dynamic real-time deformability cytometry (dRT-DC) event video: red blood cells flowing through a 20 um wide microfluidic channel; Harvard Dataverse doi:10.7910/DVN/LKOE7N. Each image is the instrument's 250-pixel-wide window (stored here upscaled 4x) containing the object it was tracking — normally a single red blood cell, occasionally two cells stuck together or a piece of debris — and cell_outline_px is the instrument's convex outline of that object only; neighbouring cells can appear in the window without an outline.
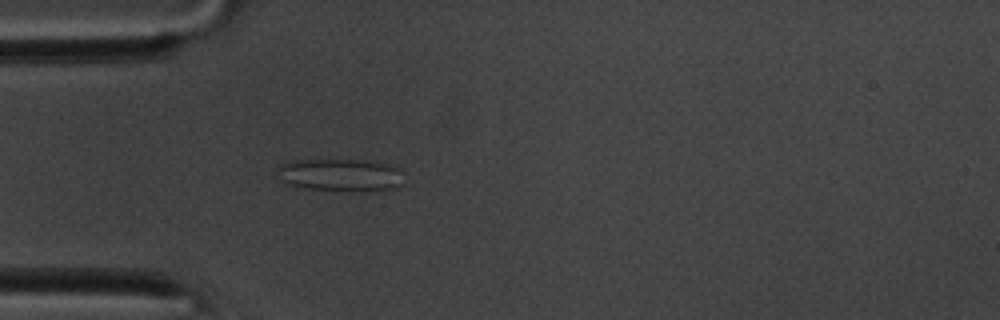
{"species": "common noctule bat (a hibernating species)", "species_latin": "Nyctalus noctula", "temperature_condition": "room temperature", "stored_images_in_passage": 43, "camera_frame_rate_fps": 3000, "um_per_image_px": 0.085, "animal": {"sex": "male", "body_mass_g": 20.1, "forearm_length_mm": 53.5}, "frame": {"image": 1, "passage_image": 5, "time_ms": 1.333, "image_size_px": [1000, 320], "cell_outline_px": [[400, 184], [396, 188], [372, 192], [360, 192], [304, 188], [288, 184], [280, 180], [276, 176], [276, 172], [288, 160], [376, 160], [392, 164], [400, 168]], "centroid_in_image_um": [28.97, 14.88], "position_along_channel_um": 56.0, "area_um2": 24.57}}
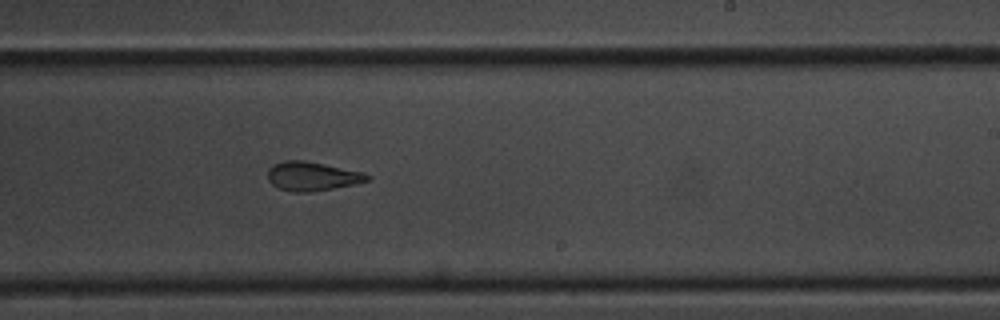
{"frame": {"image": 2, "passage_image": 22, "time_ms": 7.0, "image_size_px": [1000, 320], "cell_outline_px": [[372, 180], [312, 192], [292, 192], [280, 188], [272, 184], [268, 180], [268, 168], [272, 164], [284, 160], [304, 160], [364, 172]], "centroid_in_image_um": [26.5, 14.97], "position_along_channel_um": 262.5, "area_um2": 16.76}}
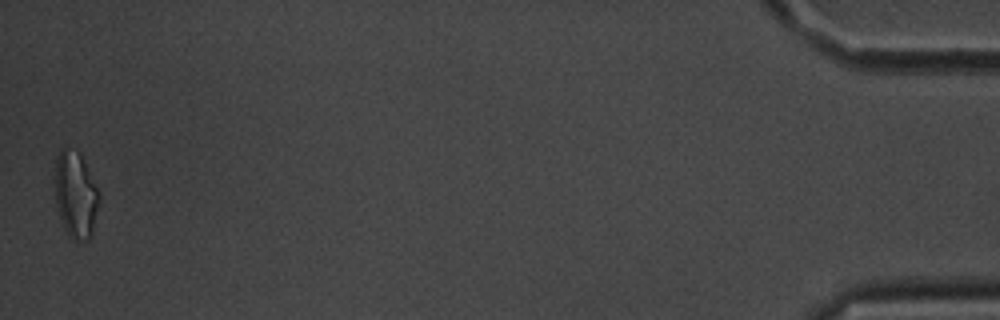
{"frame": {"image": 3, "passage_image": 43, "time_ms": 14.0, "image_size_px": [1000, 320], "cell_outline_px": [[100, 200], [92, 236], [88, 240], [72, 240], [68, 236], [64, 228], [56, 204], [52, 180], [52, 176], [56, 156], [60, 148], [64, 144], [80, 152], [100, 192]], "centroid_in_image_um": [6.4, 16.48], "position_along_channel_um": 428.8, "area_um2": 23.47}, "authors_computed_cell_mechanics": {"area_um2": 17.8024, "velocity_mm_per_s": 3.7104, "shape_relaxation_time_tau1_ms": null, "shape_relaxation_time_tau2_ms": 1.3384, "deformation_change_tau1": null, "deformation_change_tau2": 0.0891}}